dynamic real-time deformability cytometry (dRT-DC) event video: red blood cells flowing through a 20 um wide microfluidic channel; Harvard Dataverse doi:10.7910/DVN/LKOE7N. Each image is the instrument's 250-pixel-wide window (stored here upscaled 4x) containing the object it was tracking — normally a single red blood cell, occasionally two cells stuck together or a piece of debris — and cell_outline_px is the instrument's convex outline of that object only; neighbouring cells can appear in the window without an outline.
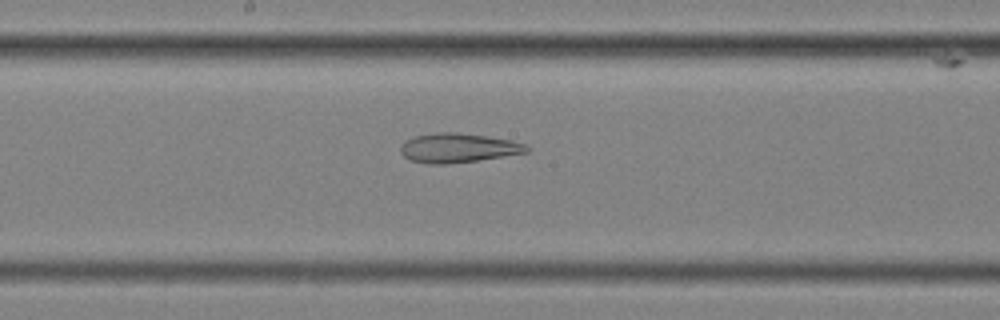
{"species": "common noctule bat (a hibernating species)", "species_latin": "Nyctalus noctula", "temperature_condition": "cold", "stored_images_in_passage": 57, "camera_frame_rate_fps": 3000, "um_per_image_px": 0.085, "animal": {"sex": "female", "body_mass_g": 25.1}, "frame": {"image": 1, "passage_image": 30, "time_ms": 9.667, "image_size_px": [1000, 320], "cell_outline_px": [[532, 148], [528, 152], [476, 160], [448, 164], [428, 164], [408, 160], [400, 152], [400, 144], [404, 140], [412, 136], [436, 132], [456, 132], [488, 136], [512, 140], [524, 144]], "centroid_in_image_um": [38.88, 12.56], "position_along_channel_um": 209.3, "area_um2": 21.79}}
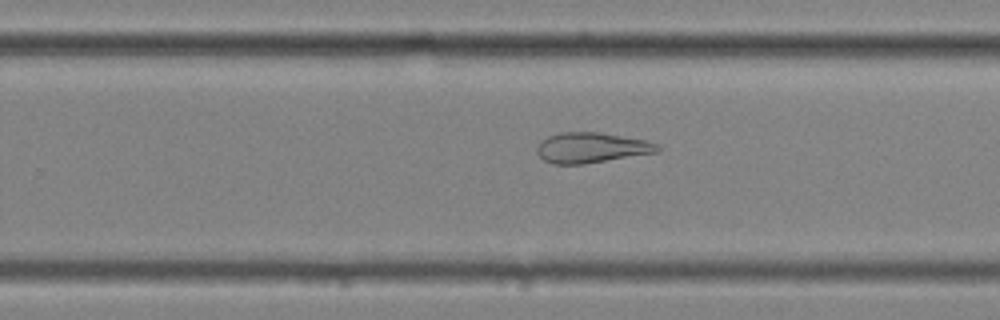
{"frame": {"image": 2, "passage_image": 36, "time_ms": 11.667, "image_size_px": [1000, 320], "cell_outline_px": [[660, 152], [584, 164], [552, 164], [544, 160], [536, 152], [536, 148], [548, 136], [560, 132], [600, 132], [644, 140], [656, 144], [660, 148]], "centroid_in_image_um": [50.27, 12.56], "position_along_channel_um": 279.5, "area_um2": 21.21}}
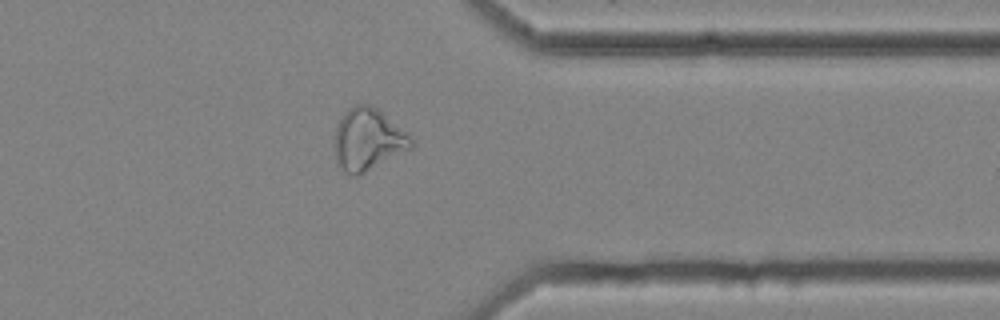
{"frame": {"image": 3, "passage_image": 45, "time_ms": 14.667, "image_size_px": [1000, 320], "cell_outline_px": [[416, 144], [412, 148], [356, 176], [352, 176], [344, 172], [336, 164], [332, 144], [336, 128], [344, 112], [348, 108], [356, 104], [372, 104], [408, 132], [416, 140]], "centroid_in_image_um": [31.27, 11.85], "position_along_channel_um": 380.1, "area_um2": 28.32}, "authors_computed_cell_mechanics": {"area_um2": 29.189, "velocity_mm_per_s": 3.5219, "shape_relaxation_time_tau1_ms": null, "shape_relaxation_time_tau2_ms": 4.2723, "deformation_change_tau1": null, "deformation_change_tau2": 0.1457}}